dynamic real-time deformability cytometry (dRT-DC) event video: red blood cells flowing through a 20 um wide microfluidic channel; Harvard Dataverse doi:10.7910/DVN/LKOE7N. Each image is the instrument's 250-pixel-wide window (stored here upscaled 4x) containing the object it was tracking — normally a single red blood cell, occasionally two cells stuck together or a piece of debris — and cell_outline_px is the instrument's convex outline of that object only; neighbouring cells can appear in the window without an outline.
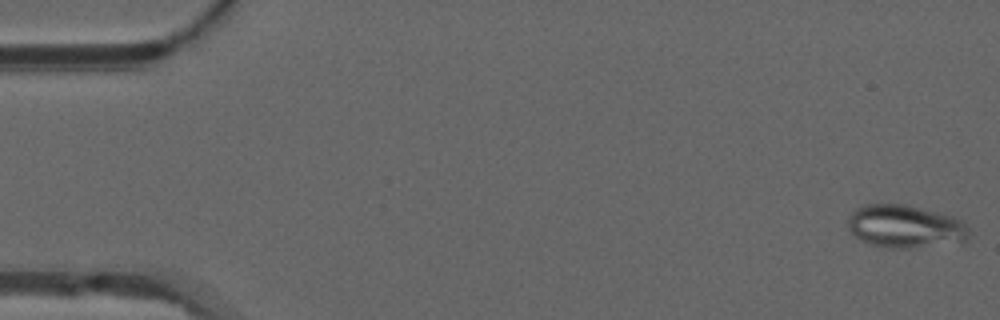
{"species": "common noctule bat (a hibernating species)", "species_latin": "Nyctalus noctula", "temperature_condition": "warm", "stored_images_in_passage": 52, "camera_frame_rate_fps": 3000, "um_per_image_px": 0.085, "animal": {"sex": "male", "forearm_length_mm": 52.5}, "frame": {"image": 1, "passage_image": 1, "time_ms": 0.0, "image_size_px": [1000, 320], "cell_outline_px": [[968, 236], [964, 240], [912, 248], [888, 248], [872, 244], [860, 240], [848, 228], [848, 220], [852, 212], [856, 208], [864, 204], [908, 204], [952, 216], [964, 220], [968, 228]], "centroid_in_image_um": [76.91, 19.22], "position_along_channel_um": 8.1, "area_um2": 30.06}}
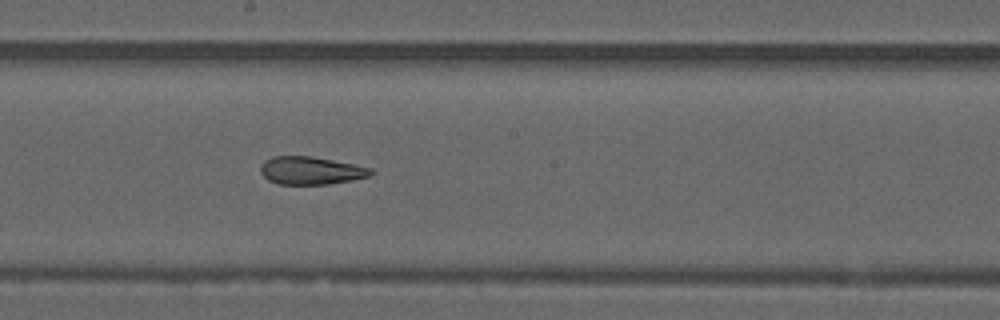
{"frame": {"image": 2, "passage_image": 28, "time_ms": 9.0, "image_size_px": [1000, 320], "cell_outline_px": [[376, 172], [372, 176], [352, 180], [328, 184], [280, 184], [268, 180], [260, 172], [260, 164], [264, 160], [272, 156], [312, 156], [372, 168]], "centroid_in_image_um": [26.43, 14.49], "position_along_channel_um": 221.8, "area_um2": 18.03}}
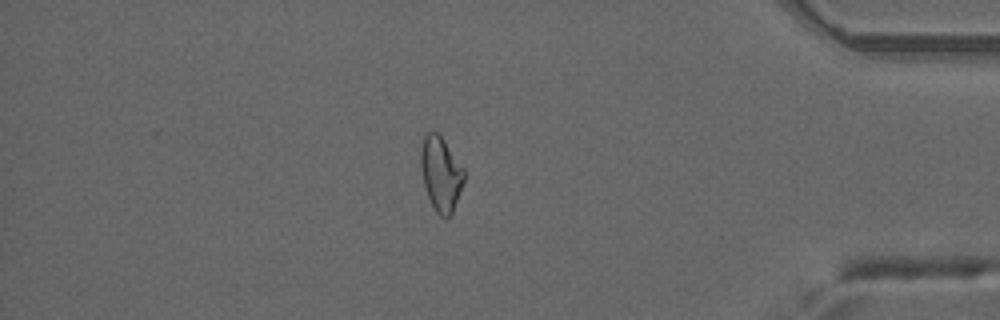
{"frame": {"image": 3, "passage_image": 44, "time_ms": 14.333, "image_size_px": [1000, 320], "cell_outline_px": [[464, 180], [452, 212], [448, 216], [440, 216], [436, 212], [428, 196], [424, 184], [420, 164], [420, 148], [424, 136], [428, 132], [436, 132], [444, 140], [464, 168]], "centroid_in_image_um": [37.46, 14.74], "position_along_channel_um": 397.7, "area_um2": 18.44}, "authors_computed_cell_mechanics": {"area_um2": 19.6231, "velocity_mm_per_s": 3.9707, "shape_relaxation_time_tau1_ms": null, "shape_relaxation_time_tau2_ms": 4.0953, "deformation_change_tau1": null, "deformation_change_tau2": 0.1349}}